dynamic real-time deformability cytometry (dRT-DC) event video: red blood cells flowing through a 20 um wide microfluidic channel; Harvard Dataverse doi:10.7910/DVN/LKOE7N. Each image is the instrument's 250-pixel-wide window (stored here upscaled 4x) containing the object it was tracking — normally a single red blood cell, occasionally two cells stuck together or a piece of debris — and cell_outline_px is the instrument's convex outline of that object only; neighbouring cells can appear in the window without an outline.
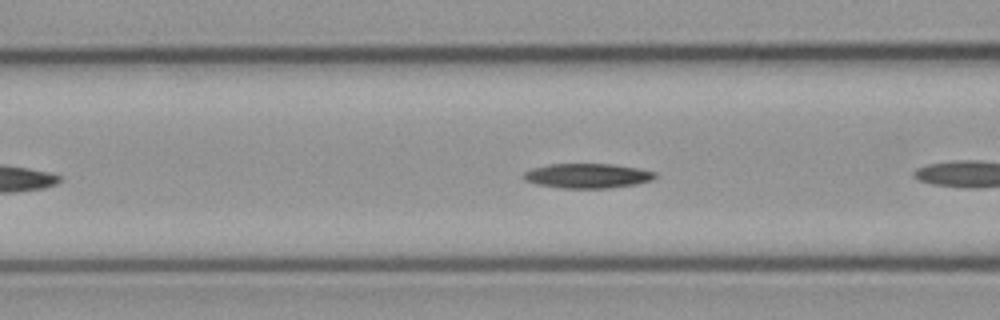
{"species": "common noctule bat (a hibernating species)", "species_latin": "Nyctalus noctula", "temperature_condition": "cold", "stored_images_in_passage": 7, "camera_frame_rate_fps": 3000, "um_per_image_px": 0.085, "animal": {"sex": "male", "body_mass_g": 23.1, "forearm_length_mm": 52.7}, "frame": {"image": 1, "passage_image": 5, "time_ms": 1.333, "image_size_px": [1000, 320], "cell_outline_px": [[656, 176], [652, 180], [636, 184], [608, 188], [564, 188], [536, 184], [524, 180], [520, 176], [524, 172], [532, 168], [548, 164], [612, 164], [636, 168], [656, 172]], "centroid_in_image_um": [49.89, 14.94], "position_along_channel_um": 116.7, "area_um2": 18.9}}